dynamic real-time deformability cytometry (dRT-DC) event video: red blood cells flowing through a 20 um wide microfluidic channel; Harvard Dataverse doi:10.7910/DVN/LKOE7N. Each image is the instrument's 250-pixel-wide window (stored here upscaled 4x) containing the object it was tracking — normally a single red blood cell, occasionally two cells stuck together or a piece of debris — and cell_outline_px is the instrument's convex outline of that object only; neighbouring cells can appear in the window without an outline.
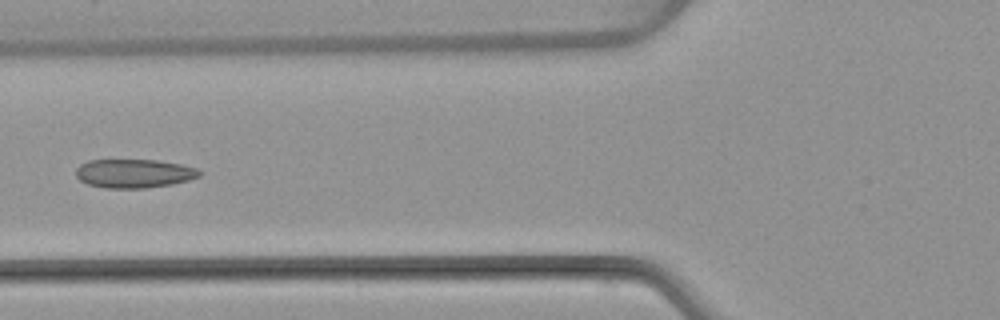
{"species": "common noctule bat (a hibernating species)", "species_latin": "Nyctalus noctula", "temperature_condition": "warm", "stored_images_in_passage": 6, "camera_frame_rate_fps": 3000, "um_per_image_px": 0.085, "animal": {"sex": "female", "body_mass_g": 22.7, "forearm_length_mm": 54.2}, "frame": {"image": 1, "passage_image": 6, "time_ms": 6.0, "image_size_px": [1000, 320], "cell_outline_px": [[200, 176], [188, 180], [172, 184], [144, 188], [104, 188], [88, 184], [80, 180], [76, 176], [76, 168], [80, 164], [88, 160], [156, 160], [180, 164], [196, 168], [200, 172]], "centroid_in_image_um": [11.36, 14.74], "position_along_channel_um": 114.4, "area_um2": 20.63}}